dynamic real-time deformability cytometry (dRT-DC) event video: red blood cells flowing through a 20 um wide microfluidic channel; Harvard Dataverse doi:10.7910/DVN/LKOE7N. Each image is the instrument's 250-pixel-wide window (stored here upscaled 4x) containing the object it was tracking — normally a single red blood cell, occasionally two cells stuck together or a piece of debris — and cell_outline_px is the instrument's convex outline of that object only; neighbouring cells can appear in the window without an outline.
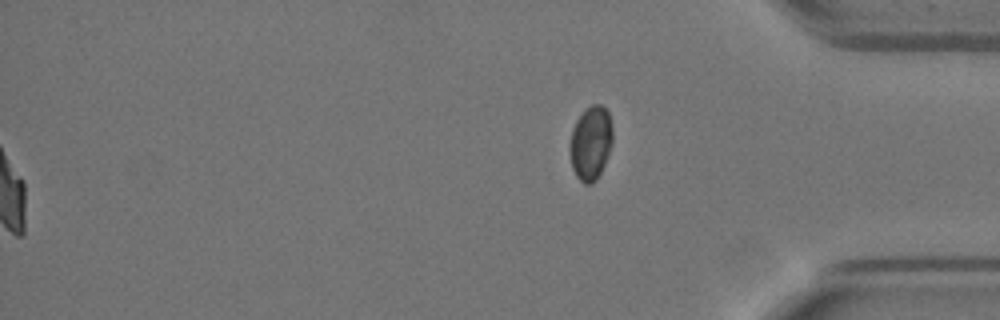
{"species": "Egyptian fruit bat (a non-hibernating species)", "species_latin": "Rousettus aegyptiacus", "temperature_condition": "warm", "stored_images_in_passage": 50, "segment_of_instrument_passage": [2, 2], "camera_frame_rate_fps": 3000, "um_per_image_px": 0.085, "animal": {"sex": "female"}, "frame": {"image": 1, "passage_image": 50, "time_ms": 16.333, "image_size_px": [1000, 320], "cell_outline_px": [[612, 144], [604, 164], [596, 180], [592, 184], [584, 184], [576, 176], [572, 168], [568, 148], [572, 128], [576, 120], [592, 104], [600, 104], [608, 112], [612, 124]], "centroid_in_image_um": [50.19, 12.17], "position_along_channel_um": 385.0, "area_um2": 18.5}}